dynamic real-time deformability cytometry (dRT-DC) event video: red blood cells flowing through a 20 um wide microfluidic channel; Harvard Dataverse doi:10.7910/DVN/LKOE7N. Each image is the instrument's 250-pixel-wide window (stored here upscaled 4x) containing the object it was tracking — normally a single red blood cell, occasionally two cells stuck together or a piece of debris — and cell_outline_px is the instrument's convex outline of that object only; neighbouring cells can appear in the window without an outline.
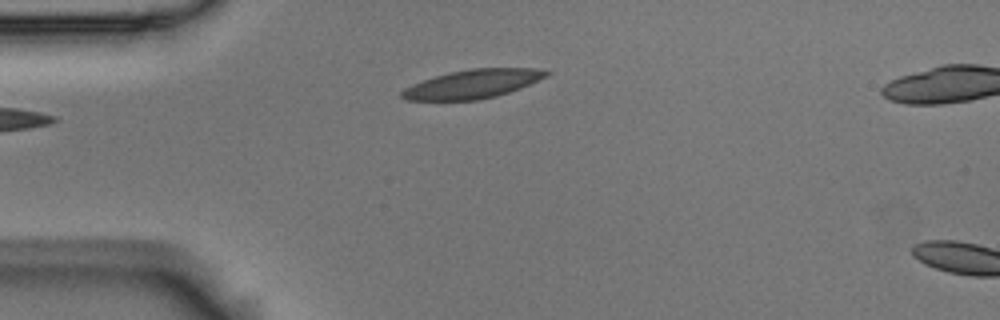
{"species": "Egyptian fruit bat (a non-hibernating species)", "species_latin": "Rousettus aegyptiacus", "temperature_condition": "room temperature", "stored_images_in_passage": 3, "camera_frame_rate_fps": 3000, "um_per_image_px": 0.085, "animal": {"sex": "male"}, "frame": {"image": 1, "passage_image": 3, "time_ms": 0.667, "image_size_px": [1000, 320], "cell_outline_px": [[552, 72], [548, 76], [520, 88], [496, 96], [480, 100], [404, 100], [400, 96], [400, 92], [404, 88], [412, 84], [436, 76], [452, 72], [472, 68], [532, 68]], "centroid_in_image_um": [40.17, 7.14], "position_along_channel_um": 44.8, "area_um2": 24.04}}